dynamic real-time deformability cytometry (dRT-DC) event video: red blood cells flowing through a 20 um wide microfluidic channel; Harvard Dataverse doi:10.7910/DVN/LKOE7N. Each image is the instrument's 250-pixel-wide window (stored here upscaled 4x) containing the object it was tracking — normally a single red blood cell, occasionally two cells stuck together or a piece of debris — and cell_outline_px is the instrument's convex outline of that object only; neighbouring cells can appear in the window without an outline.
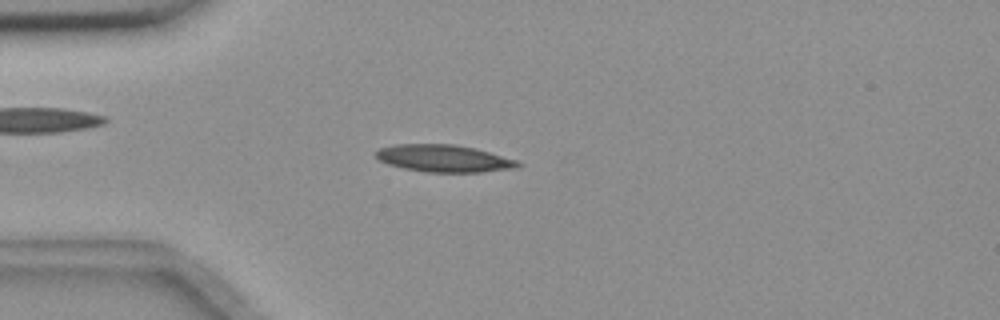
{"species": "common noctule bat (a hibernating species)", "species_latin": "Nyctalus noctula", "temperature_condition": "room temperature", "stored_images_in_passage": 32, "camera_frame_rate_fps": 3000, "um_per_image_px": 0.085, "animal": {"sex": "female", "body_mass_g": 18.4}, "frame": {"image": 1, "passage_image": 9, "time_ms": 2.667, "image_size_px": [1000, 320], "cell_outline_px": [[524, 164], [520, 168], [480, 172], [428, 172], [404, 168], [388, 164], [380, 160], [376, 156], [376, 152], [380, 148], [396, 144], [456, 144], [476, 148], [516, 160]], "centroid_in_image_um": [37.79, 13.46], "position_along_channel_um": 47.2, "area_um2": 22.54}}
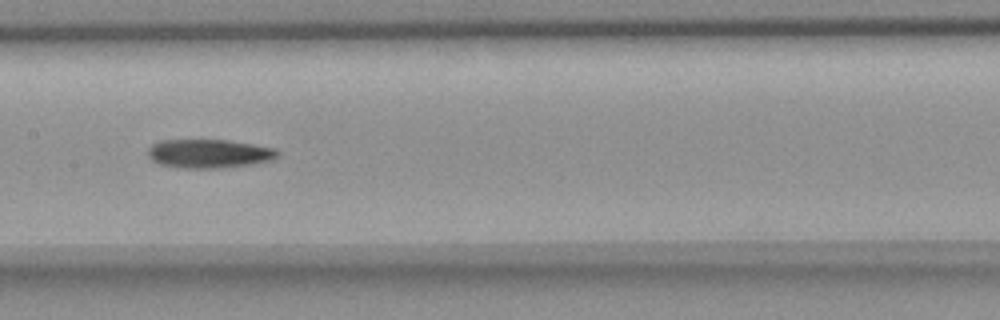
{"frame": {"image": 2, "passage_image": 22, "time_ms": 7.0, "image_size_px": [1000, 320], "cell_outline_px": [[280, 156], [272, 160], [252, 164], [220, 168], [180, 168], [160, 164], [152, 160], [148, 156], [148, 148], [152, 144], [160, 140], [228, 140], [276, 148], [280, 152]], "centroid_in_image_um": [17.79, 13.06], "position_along_channel_um": 189.6, "area_um2": 21.91}}
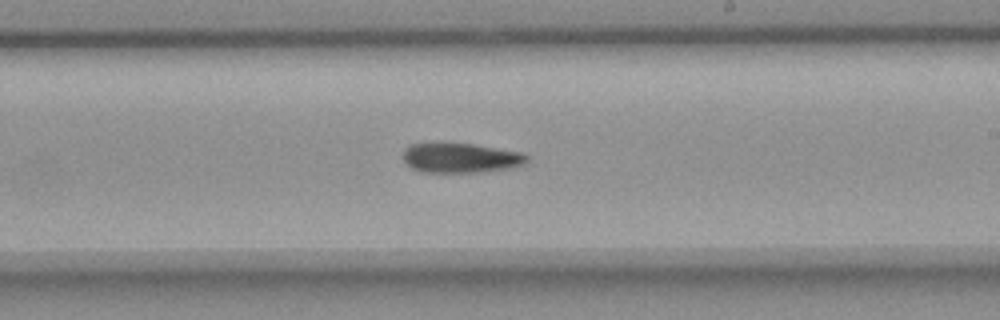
{"frame": {"image": 3, "passage_image": 27, "time_ms": 8.667, "image_size_px": [1000, 320], "cell_outline_px": [[528, 160], [524, 164], [508, 168], [484, 172], [420, 172], [412, 168], [404, 160], [404, 148], [408, 144], [472, 144], [524, 152], [528, 156]], "centroid_in_image_um": [39.19, 13.43], "position_along_channel_um": 249.8, "area_um2": 21.33}}